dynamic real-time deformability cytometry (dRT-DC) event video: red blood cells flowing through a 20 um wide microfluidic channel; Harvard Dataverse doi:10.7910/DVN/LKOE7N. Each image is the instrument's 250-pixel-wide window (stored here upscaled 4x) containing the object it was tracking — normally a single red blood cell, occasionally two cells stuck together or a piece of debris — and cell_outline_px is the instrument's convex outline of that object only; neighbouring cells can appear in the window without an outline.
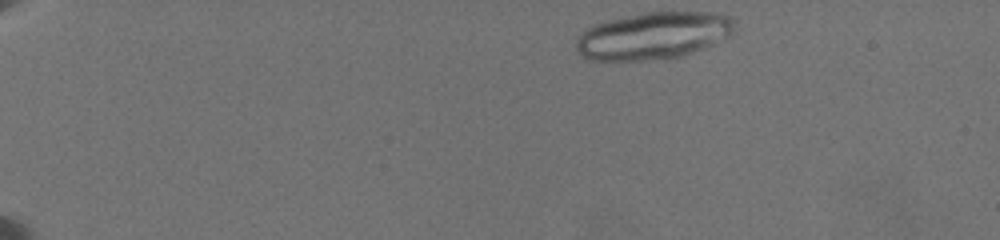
{"species": "common noctule bat (a hibernating species)", "species_latin": "Nyctalus noctula", "temperature_condition": "warm", "stored_images_in_passage": 13, "camera_frame_rate_fps": 3000, "um_per_image_px": 0.085, "animal": {"sex": "female", "body_mass_g": 19.5, "forearm_length_mm": 54.1}, "frame": {"image": 1, "passage_image": 1, "time_ms": 0.0, "image_size_px": [1000, 240], "cell_outline_px": [[736, 24], [732, 32], [728, 36], [704, 48], [668, 60], [588, 60], [576, 48], [576, 40], [588, 28], [596, 24], [612, 20], [648, 12], [720, 12], [732, 16], [736, 20]], "centroid_in_image_um": [55.62, 3.03], "position_along_channel_um": 29.4, "area_um2": 43.35}}